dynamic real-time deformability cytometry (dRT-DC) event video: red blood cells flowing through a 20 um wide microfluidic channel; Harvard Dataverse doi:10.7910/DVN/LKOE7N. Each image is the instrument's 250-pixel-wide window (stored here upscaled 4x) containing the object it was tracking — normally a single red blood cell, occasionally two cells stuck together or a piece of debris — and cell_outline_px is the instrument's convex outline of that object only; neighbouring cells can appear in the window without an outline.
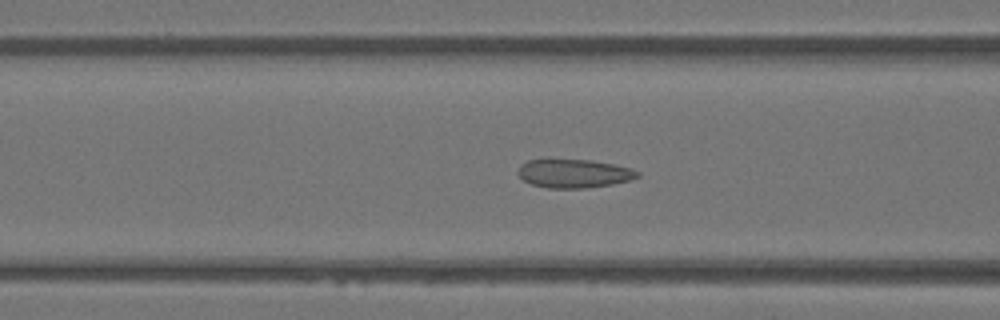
{"species": "Egyptian fruit bat (a non-hibernating species)", "species_latin": "Rousettus aegyptiacus", "temperature_condition": "warm", "stored_images_in_passage": 50, "camera_frame_rate_fps": 3000, "um_per_image_px": 0.085, "animal": {"sex": "female"}, "frame": {"image": 1, "passage_image": 20, "time_ms": 6.333, "image_size_px": [1000, 320], "cell_outline_px": [[640, 176], [632, 180], [612, 184], [584, 188], [548, 188], [532, 184], [524, 180], [516, 172], [520, 164], [528, 160], [592, 160], [632, 168], [640, 172]], "centroid_in_image_um": [48.81, 14.75], "position_along_channel_um": 117.8, "area_um2": 19.88}}
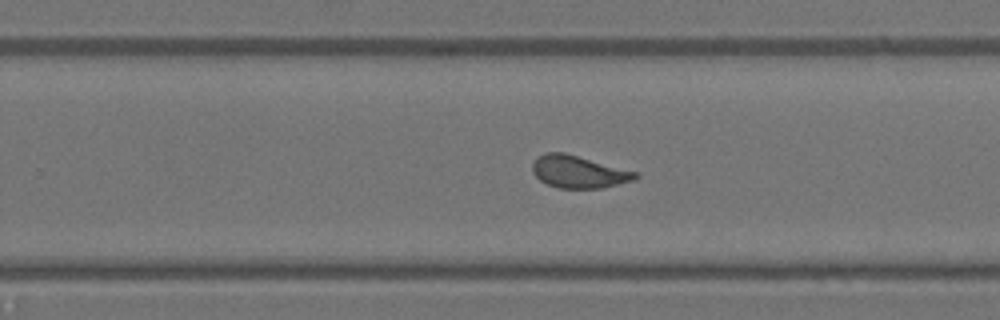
{"frame": {"image": 2, "passage_image": 32, "time_ms": 10.333, "image_size_px": [1000, 320], "cell_outline_px": [[640, 176], [636, 180], [600, 188], [556, 188], [540, 180], [532, 172], [532, 164], [536, 156], [544, 152], [564, 152], [636, 172]], "centroid_in_image_um": [49.15, 14.6], "position_along_channel_um": 280.7, "area_um2": 19.42}}
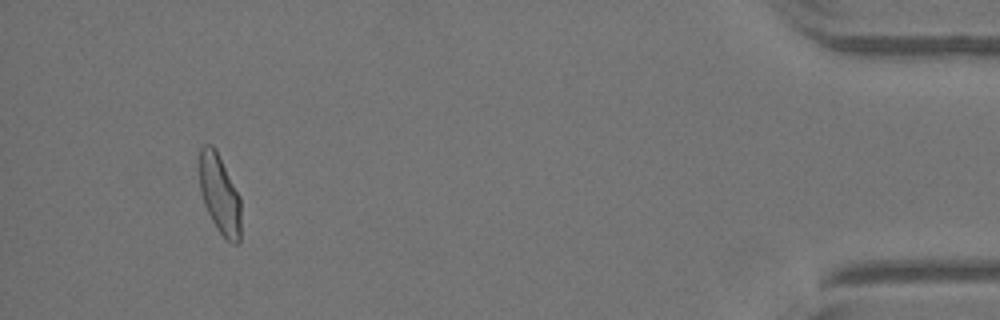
{"frame": {"image": 3, "passage_image": 47, "time_ms": 15.333, "image_size_px": [1000, 320], "cell_outline_px": [[240, 240], [236, 244], [232, 244], [216, 228], [204, 204], [200, 192], [200, 148], [204, 144], [212, 144], [216, 148], [240, 196]], "centroid_in_image_um": [18.67, 16.48], "position_along_channel_um": 416.5, "area_um2": 19.19}, "authors_computed_cell_mechanics": {"area_um2": 20.0566, "velocity_mm_per_s": 4.085, "shape_relaxation_time_tau1_ms": null, "shape_relaxation_time_tau2_ms": 0.9554, "deformation_change_tau1": null, "deformation_change_tau2": 0.082}}